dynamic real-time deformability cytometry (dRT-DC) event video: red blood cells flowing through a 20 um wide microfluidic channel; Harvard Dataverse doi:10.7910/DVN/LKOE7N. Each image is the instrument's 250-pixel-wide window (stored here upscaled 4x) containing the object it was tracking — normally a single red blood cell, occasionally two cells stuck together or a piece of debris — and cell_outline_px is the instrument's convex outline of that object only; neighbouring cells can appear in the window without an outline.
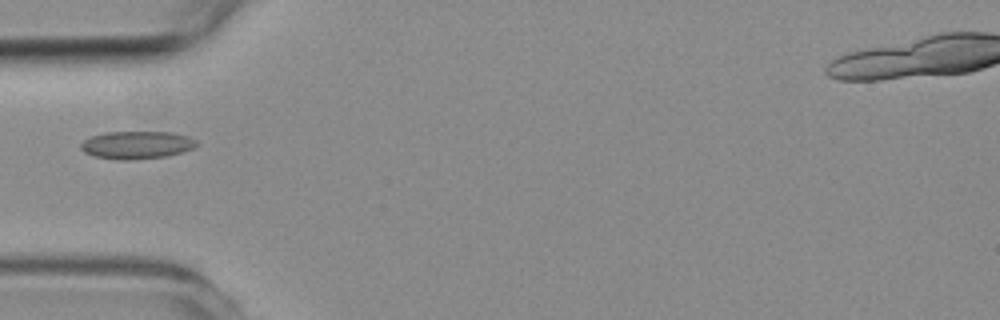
{"species": "common noctule bat (a hibernating species)", "species_latin": "Nyctalus noctula", "temperature_condition": "room temperature", "stored_images_in_passage": 5, "camera_frame_rate_fps": 3000, "um_per_image_px": 0.085, "animal": {"sex": "female", "body_mass_g": 19.3, "forearm_length_mm": 54.1}, "frame": {"image": 1, "passage_image": 4, "time_ms": 4.333, "image_size_px": [1000, 320], "cell_outline_px": [[200, 144], [192, 148], [168, 156], [128, 160], [116, 160], [92, 156], [84, 152], [80, 148], [80, 144], [84, 140], [92, 136], [104, 132], [172, 132], [188, 136], [196, 140]], "centroid_in_image_um": [11.6, 12.32], "position_along_channel_um": 73.4, "area_um2": 18.84}}
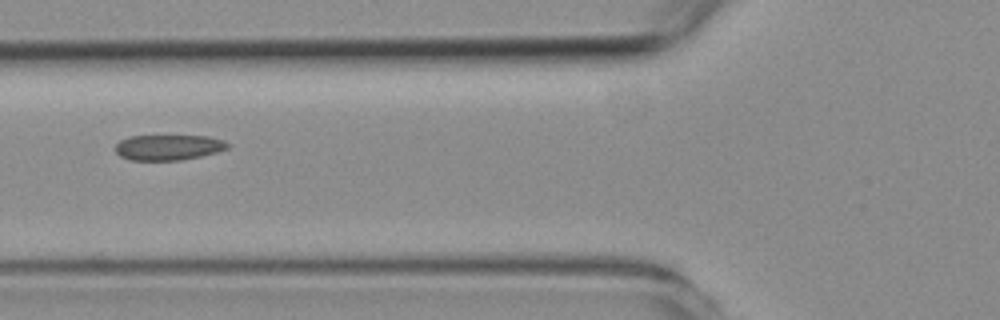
{"frame": {"image": 2, "passage_image": 5, "time_ms": 5.333, "image_size_px": [1000, 320], "cell_outline_px": [[232, 144], [228, 148], [216, 152], [200, 156], [180, 160], [132, 160], [120, 156], [116, 152], [116, 144], [120, 140], [132, 136], [208, 136], [224, 140]], "centroid_in_image_um": [14.35, 12.52], "position_along_channel_um": 111.5, "area_um2": 16.59}}